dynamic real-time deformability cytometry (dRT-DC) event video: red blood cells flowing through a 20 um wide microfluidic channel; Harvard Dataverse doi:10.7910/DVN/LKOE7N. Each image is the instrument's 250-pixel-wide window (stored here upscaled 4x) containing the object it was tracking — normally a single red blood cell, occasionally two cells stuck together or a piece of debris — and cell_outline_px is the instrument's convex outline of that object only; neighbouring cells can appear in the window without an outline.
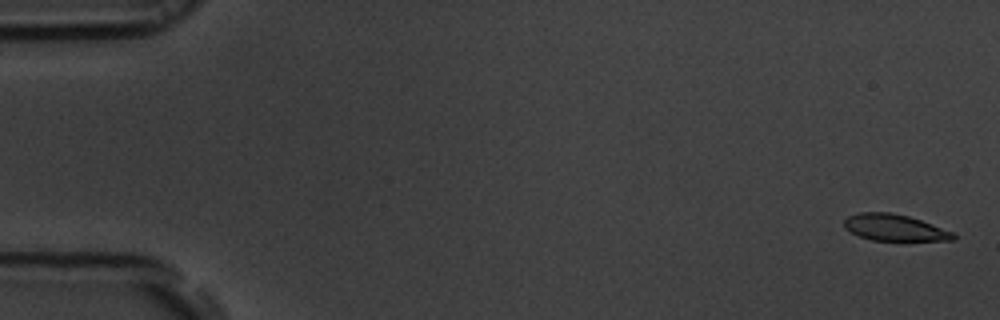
{"species": "common noctule bat (a hibernating species)", "species_latin": "Nyctalus noctula", "temperature_condition": "room temperature", "stored_images_in_passage": 55, "camera_frame_rate_fps": 3000, "um_per_image_px": 0.085, "animal": {"sex": "male", "body_mass_g": 19.5, "forearm_length_mm": 54.6}, "frame": {"image": 1, "passage_image": 2, "time_ms": 0.333, "image_size_px": [1000, 320], "cell_outline_px": [[956, 240], [872, 240], [860, 236], [844, 228], [844, 220], [848, 216], [860, 212], [888, 212], [908, 216], [956, 232]], "centroid_in_image_um": [76.06, 19.34], "position_along_channel_um": 8.9, "area_um2": 16.76}}
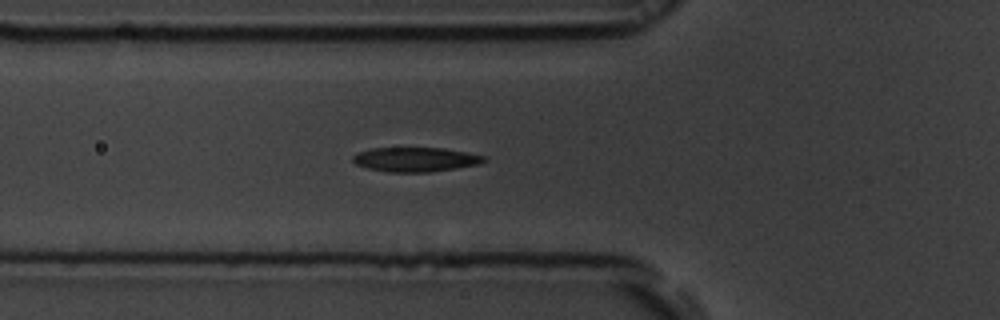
{"frame": {"image": 2, "passage_image": 20, "time_ms": 6.333, "image_size_px": [1000, 320], "cell_outline_px": [[488, 160], [480, 164], [456, 168], [428, 172], [388, 172], [368, 168], [356, 164], [352, 160], [352, 156], [356, 152], [372, 148], [444, 148], [484, 156]], "centroid_in_image_um": [35.29, 13.55], "position_along_channel_um": 90.5, "area_um2": 18.61}}
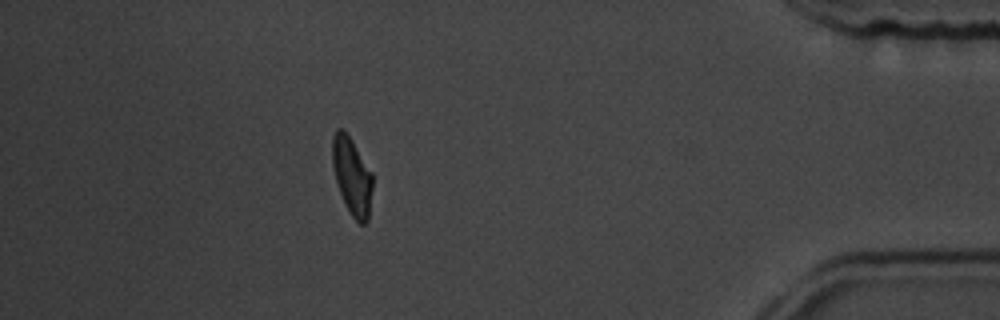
{"frame": {"image": 3, "passage_image": 49, "time_ms": 16.0, "image_size_px": [1000, 320], "cell_outline_px": [[372, 188], [368, 220], [364, 224], [360, 224], [352, 216], [344, 204], [336, 180], [332, 164], [332, 136], [336, 128], [344, 128], [352, 140], [372, 172]], "centroid_in_image_um": [29.9, 14.93], "position_along_channel_um": 405.3, "area_um2": 18.21}, "authors_computed_cell_mechanics": {"area_um2": 18.6116, "velocity_mm_per_s": 3.7555, "shape_relaxation_time_tau1_ms": 2.6184, "shape_relaxation_time_tau2_ms": 2.2897, "deformation_change_tau1": 0.1371, "deformation_change_tau2": 0.0778}}